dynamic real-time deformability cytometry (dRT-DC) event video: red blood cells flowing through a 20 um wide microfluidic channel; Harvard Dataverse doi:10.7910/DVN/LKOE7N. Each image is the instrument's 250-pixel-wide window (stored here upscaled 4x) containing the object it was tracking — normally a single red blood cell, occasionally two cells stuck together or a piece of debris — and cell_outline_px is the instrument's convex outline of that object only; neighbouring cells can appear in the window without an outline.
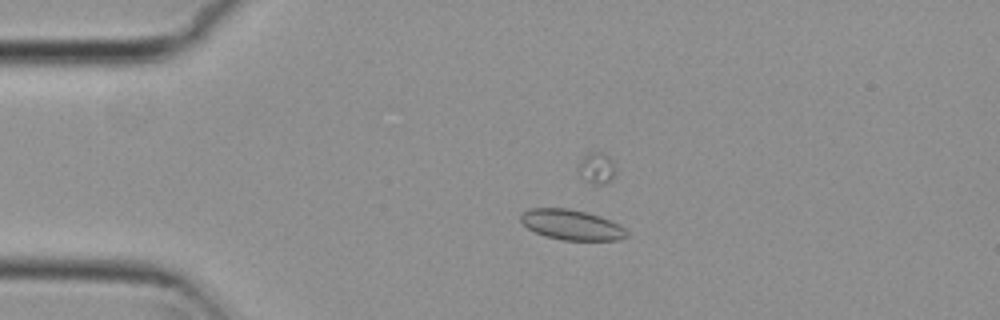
{"species": "common noctule bat (a hibernating species)", "species_latin": "Nyctalus noctula", "temperature_condition": "cold", "stored_images_in_passage": 6, "camera_frame_rate_fps": 3000, "um_per_image_px": 0.085, "animal": {"sex": "female", "body_mass_g": 29.2, "forearm_length_mm": 56.3}, "frame": {"image": 1, "passage_image": 4, "time_ms": 1.0, "image_size_px": [1000, 320], "cell_outline_px": [[628, 236], [620, 240], [560, 240], [544, 236], [528, 228], [520, 220], [520, 212], [528, 208], [568, 208], [600, 216], [620, 224], [628, 232]], "centroid_in_image_um": [48.57, 19.11], "position_along_channel_um": 36.4, "area_um2": 18.84}}
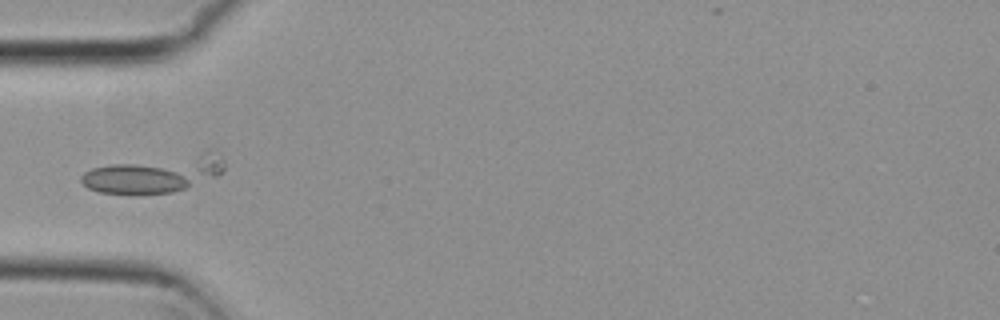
{"frame": {"image": 2, "passage_image": 5, "time_ms": 1.333, "image_size_px": [1000, 320], "cell_outline_px": [[224, 168], [216, 176], [184, 188], [172, 192], [132, 196], [100, 192], [88, 188], [80, 180], [80, 176], [84, 172], [92, 168], [112, 164], [208, 148], [212, 148], [224, 160]], "centroid_in_image_um": [13.18, 14.75], "position_along_channel_um": 71.8, "area_um2": 31.85}}